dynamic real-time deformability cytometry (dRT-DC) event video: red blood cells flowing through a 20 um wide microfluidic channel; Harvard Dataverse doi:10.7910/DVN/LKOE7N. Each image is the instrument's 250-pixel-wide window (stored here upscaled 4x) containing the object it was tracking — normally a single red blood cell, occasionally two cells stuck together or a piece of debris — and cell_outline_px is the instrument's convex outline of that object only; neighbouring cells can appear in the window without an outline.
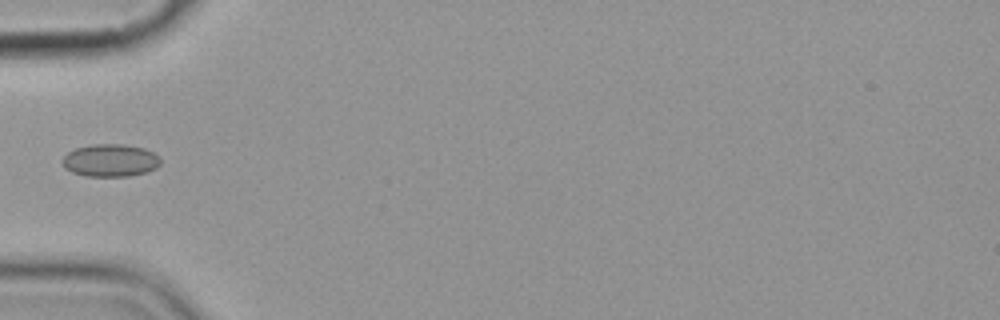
{"species": "common noctule bat (a hibernating species)", "species_latin": "Nyctalus noctula", "temperature_condition": "cold", "stored_images_in_passage": 8, "segment_of_instrument_passage": [2, 2], "camera_frame_rate_fps": 3000, "um_per_image_px": 0.085, "animal": {"sex": "female", "body_mass_g": 19.9}, "frame": {"image": 1, "passage_image": 5, "time_ms": 5.667, "image_size_px": [1000, 320], "cell_outline_px": [[160, 164], [156, 168], [148, 172], [128, 176], [84, 176], [72, 172], [64, 168], [64, 156], [68, 152], [76, 148], [92, 144], [124, 144], [144, 148], [152, 152], [160, 160]], "centroid_in_image_um": [9.38, 13.63], "position_along_channel_um": 75.6, "area_um2": 18.55}}
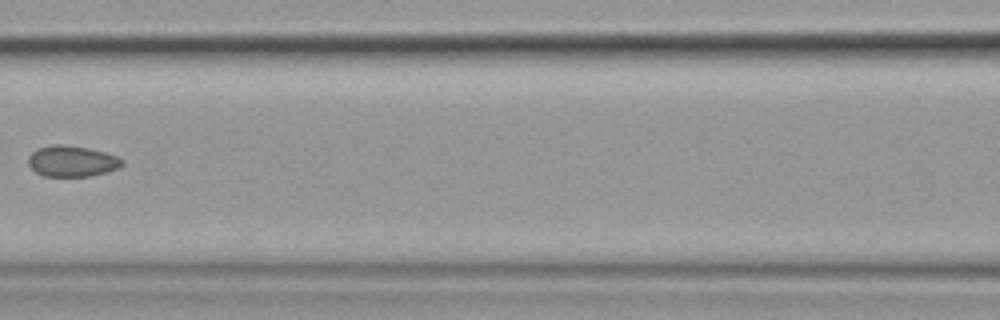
{"frame": {"image": 2, "passage_image": 7, "time_ms": 8.0, "image_size_px": [1000, 320], "cell_outline_px": [[124, 164], [108, 172], [88, 176], [44, 176], [36, 172], [28, 164], [28, 156], [36, 148], [52, 144], [64, 144], [88, 148], [104, 152], [116, 156], [124, 160]], "centroid_in_image_um": [6.09, 13.69], "position_along_channel_um": 160.5, "area_um2": 16.99}}
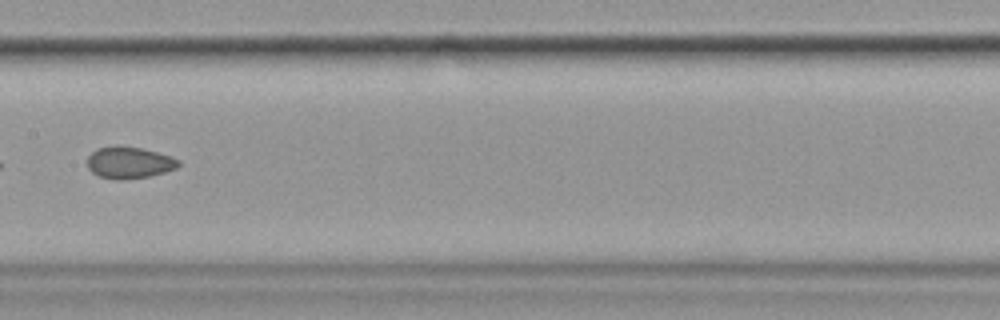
{"frame": {"image": 3, "passage_image": 8, "time_ms": 9.0, "image_size_px": [1000, 320], "cell_outline_px": [[180, 164], [176, 168], [164, 172], [148, 176], [124, 180], [116, 180], [100, 176], [92, 172], [88, 168], [88, 156], [96, 148], [116, 144], [140, 148], [156, 152], [180, 160]], "centroid_in_image_um": [10.94, 13.81], "position_along_channel_um": 196.5, "area_um2": 16.88}}